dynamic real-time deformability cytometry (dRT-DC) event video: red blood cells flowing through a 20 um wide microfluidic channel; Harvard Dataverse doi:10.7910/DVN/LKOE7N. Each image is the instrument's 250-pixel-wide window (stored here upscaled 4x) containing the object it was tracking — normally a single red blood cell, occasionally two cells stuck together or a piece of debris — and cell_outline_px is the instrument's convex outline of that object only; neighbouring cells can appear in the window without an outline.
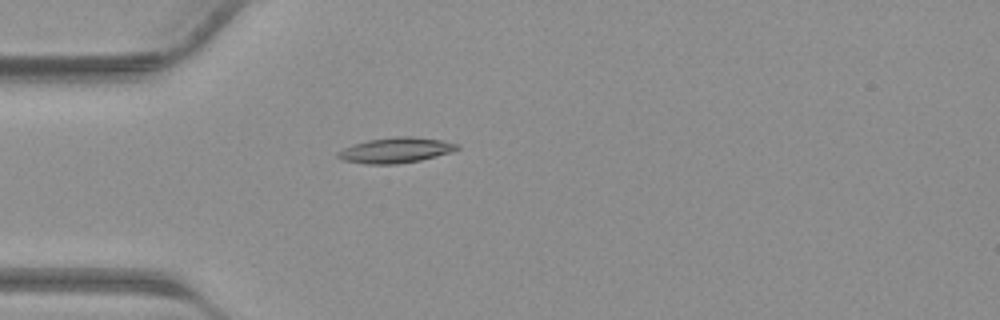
{"species": "common noctule bat (a hibernating species)", "species_latin": "Nyctalus noctula", "temperature_condition": "warm", "stored_images_in_passage": 34, "camera_frame_rate_fps": 3000, "um_per_image_px": 0.085, "animal": {"sex": "male", "body_mass_g": 23.1, "forearm_length_mm": 52.7}, "frame": {"image": 1, "passage_image": 5, "time_ms": 1.333, "image_size_px": [1000, 320], "cell_outline_px": [[460, 148], [452, 152], [420, 160], [396, 164], [364, 164], [344, 160], [336, 156], [336, 152], [352, 144], [368, 140], [396, 136], [412, 136], [440, 140], [460, 144]], "centroid_in_image_um": [33.63, 12.76], "position_along_channel_um": 51.4, "area_um2": 17.69}}
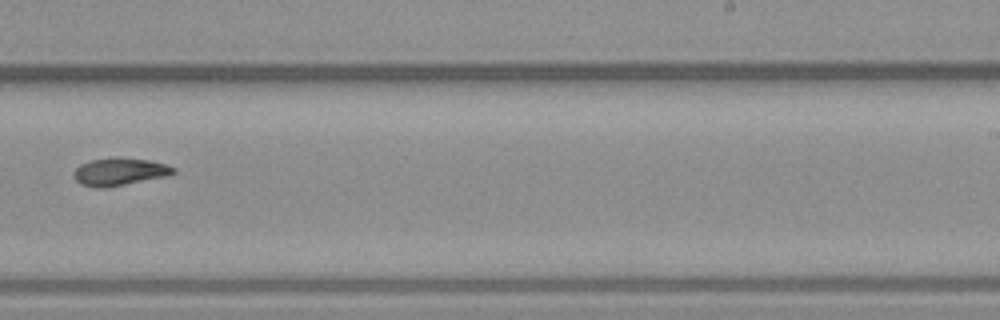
{"frame": {"image": 2, "passage_image": 19, "time_ms": 6.0, "image_size_px": [1000, 320], "cell_outline_px": [[176, 172], [168, 176], [104, 188], [96, 188], [80, 184], [72, 176], [72, 172], [80, 164], [88, 160], [112, 156], [116, 156], [148, 160], [164, 164], [176, 168]], "centroid_in_image_um": [10.11, 14.58], "position_along_channel_um": 278.9, "area_um2": 16.36}}
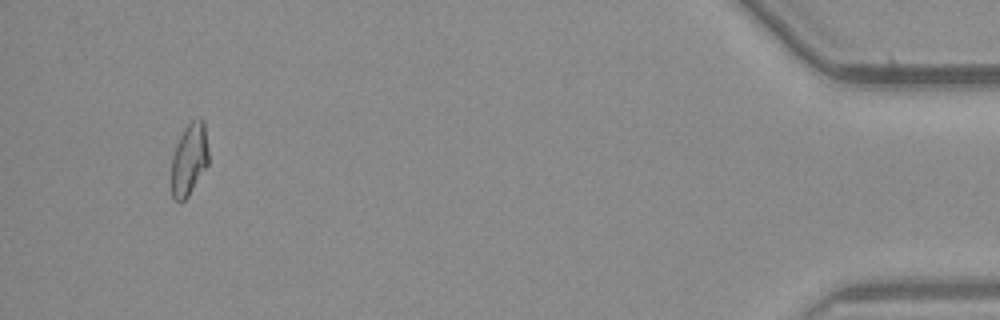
{"frame": {"image": 3, "passage_image": 32, "time_ms": 10.333, "image_size_px": [1000, 320], "cell_outline_px": [[208, 164], [188, 196], [180, 204], [172, 196], [172, 156], [176, 144], [184, 128], [192, 120], [200, 116], [204, 120], [208, 148]], "centroid_in_image_um": [16.09, 13.51], "position_along_channel_um": 419.1, "area_um2": 15.66}}